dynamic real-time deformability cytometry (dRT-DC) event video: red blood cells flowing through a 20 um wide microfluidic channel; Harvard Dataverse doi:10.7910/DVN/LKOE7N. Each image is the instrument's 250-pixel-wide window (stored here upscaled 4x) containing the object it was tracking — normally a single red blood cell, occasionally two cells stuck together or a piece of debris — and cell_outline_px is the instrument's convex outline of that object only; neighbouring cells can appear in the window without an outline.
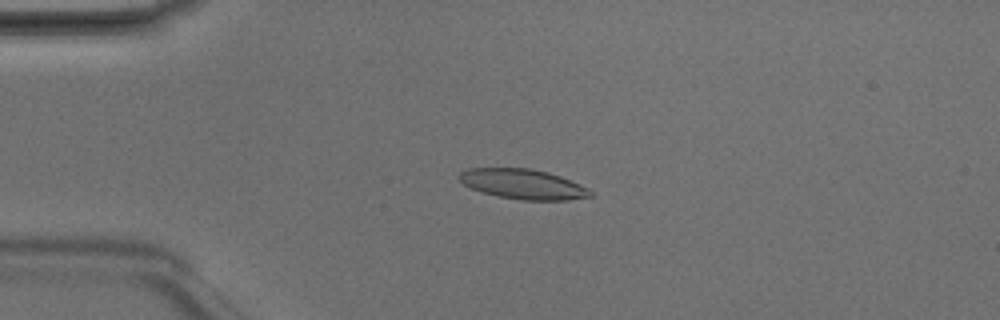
{"species": "Egyptian fruit bat (a non-hibernating species)", "species_latin": "Rousettus aegyptiacus", "temperature_condition": "room temperature", "stored_images_in_passage": 4, "camera_frame_rate_fps": 3000, "um_per_image_px": 0.085, "animal": {"sex": "male"}, "frame": {"image": 1, "passage_image": 4, "time_ms": 1.0, "image_size_px": [1000, 320], "cell_outline_px": [[592, 196], [568, 200], [524, 200], [500, 196], [484, 192], [472, 188], [464, 184], [456, 176], [460, 172], [468, 168], [528, 168], [548, 172], [560, 176], [588, 188], [592, 192]], "centroid_in_image_um": [44.45, 15.64], "position_along_channel_um": 40.6, "area_um2": 22.66}}